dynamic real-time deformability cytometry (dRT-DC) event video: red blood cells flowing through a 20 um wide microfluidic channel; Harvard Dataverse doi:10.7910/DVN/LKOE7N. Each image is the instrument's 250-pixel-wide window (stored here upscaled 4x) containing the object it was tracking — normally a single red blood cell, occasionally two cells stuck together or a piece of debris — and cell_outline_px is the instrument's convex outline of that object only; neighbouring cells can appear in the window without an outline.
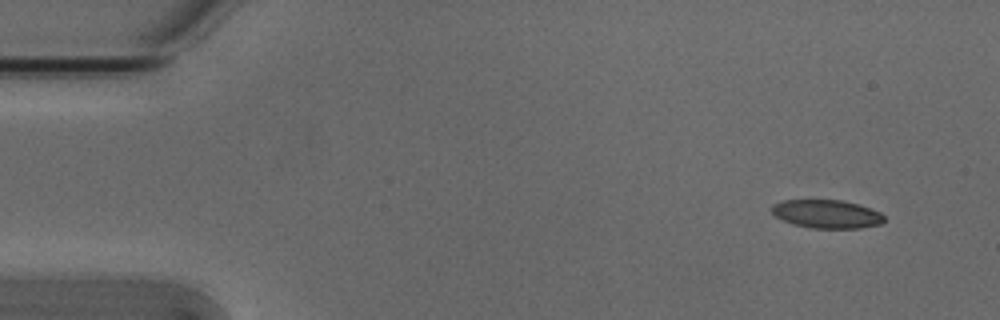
{"species": "Egyptian fruit bat (a non-hibernating species)", "species_latin": "Rousettus aegyptiacus", "temperature_condition": "cold", "stored_images_in_passage": 35, "camera_frame_rate_fps": 3000, "um_per_image_px": 0.085, "animal": {"sex": "male"}, "frame": {"image": 1, "passage_image": 1, "time_ms": 0.0, "image_size_px": [1000, 320], "cell_outline_px": [[884, 220], [880, 224], [860, 228], [812, 228], [792, 224], [776, 216], [772, 212], [772, 204], [784, 200], [840, 200], [856, 204], [880, 212], [884, 216]], "centroid_in_image_um": [70.26, 18.19], "position_along_channel_um": 14.7, "area_um2": 18.38}}
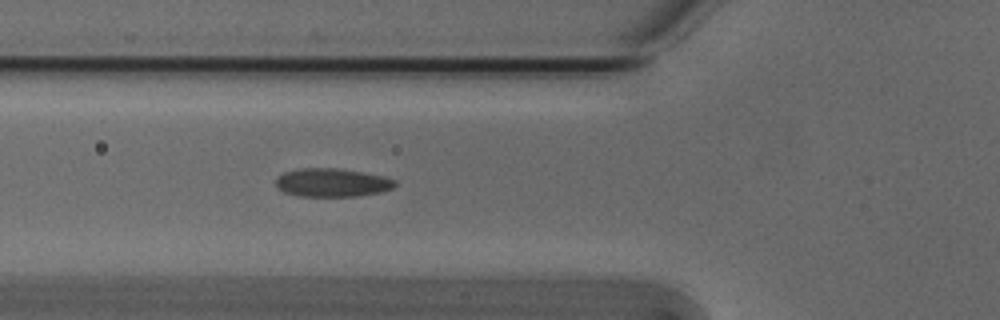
{"frame": {"image": 2, "passage_image": 16, "time_ms": 5.0, "image_size_px": [1000, 320], "cell_outline_px": [[396, 184], [392, 188], [380, 192], [356, 196], [296, 196], [284, 192], [276, 184], [276, 176], [284, 172], [300, 168], [340, 168], [364, 172], [384, 176], [396, 180]], "centroid_in_image_um": [28.22, 15.51], "position_along_channel_um": 97.6, "area_um2": 19.83}}
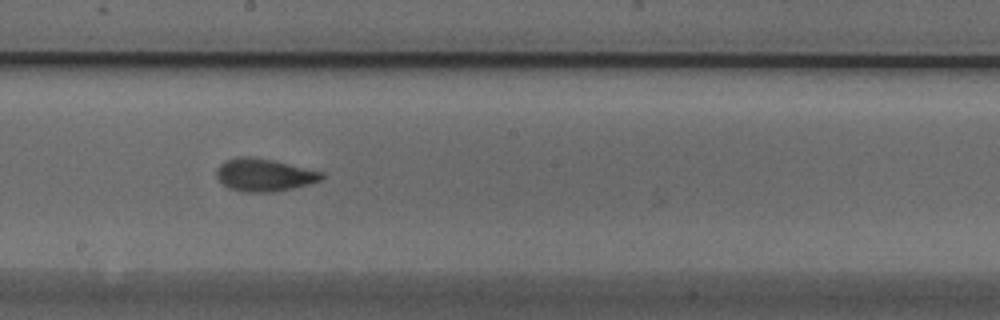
{"frame": {"image": 3, "passage_image": 26, "time_ms": 8.333, "image_size_px": [1000, 320], "cell_outline_px": [[324, 176], [320, 180], [308, 184], [292, 188], [272, 192], [244, 192], [228, 188], [216, 176], [216, 168], [224, 160], [236, 156], [252, 156], [272, 160], [324, 172]], "centroid_in_image_um": [22.41, 14.85], "position_along_channel_um": 225.8, "area_um2": 20.06}}